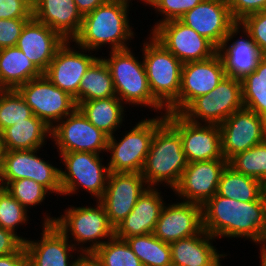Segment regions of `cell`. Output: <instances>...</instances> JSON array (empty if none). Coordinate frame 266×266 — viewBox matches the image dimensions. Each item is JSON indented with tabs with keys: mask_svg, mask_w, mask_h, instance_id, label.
Masks as SVG:
<instances>
[{
	"mask_svg": "<svg viewBox=\"0 0 266 266\" xmlns=\"http://www.w3.org/2000/svg\"><path fill=\"white\" fill-rule=\"evenodd\" d=\"M225 256H227V255H225L224 253L223 254L221 253V255L213 263H211L209 266H222L220 261H222L221 260L222 258L225 259L224 258Z\"/></svg>",
	"mask_w": 266,
	"mask_h": 266,
	"instance_id": "f907efd6",
	"label": "cell"
},
{
	"mask_svg": "<svg viewBox=\"0 0 266 266\" xmlns=\"http://www.w3.org/2000/svg\"><path fill=\"white\" fill-rule=\"evenodd\" d=\"M202 217L203 229L216 239L242 237L266 252V191L248 202L216 193L202 206Z\"/></svg>",
	"mask_w": 266,
	"mask_h": 266,
	"instance_id": "6da1fadb",
	"label": "cell"
},
{
	"mask_svg": "<svg viewBox=\"0 0 266 266\" xmlns=\"http://www.w3.org/2000/svg\"><path fill=\"white\" fill-rule=\"evenodd\" d=\"M158 189L148 187L143 192L132 211L115 227L116 238L125 240L133 236L154 232L156 222L166 203Z\"/></svg>",
	"mask_w": 266,
	"mask_h": 266,
	"instance_id": "484cf974",
	"label": "cell"
},
{
	"mask_svg": "<svg viewBox=\"0 0 266 266\" xmlns=\"http://www.w3.org/2000/svg\"><path fill=\"white\" fill-rule=\"evenodd\" d=\"M203 0H154L150 7L155 8V12L163 15L162 19L156 21L150 30L151 32L161 23L170 20H179L186 12L194 8Z\"/></svg>",
	"mask_w": 266,
	"mask_h": 266,
	"instance_id": "ab89813d",
	"label": "cell"
},
{
	"mask_svg": "<svg viewBox=\"0 0 266 266\" xmlns=\"http://www.w3.org/2000/svg\"><path fill=\"white\" fill-rule=\"evenodd\" d=\"M150 34L183 64L214 56L217 48L180 20L159 24Z\"/></svg>",
	"mask_w": 266,
	"mask_h": 266,
	"instance_id": "5bb4252c",
	"label": "cell"
},
{
	"mask_svg": "<svg viewBox=\"0 0 266 266\" xmlns=\"http://www.w3.org/2000/svg\"><path fill=\"white\" fill-rule=\"evenodd\" d=\"M29 19H0V49L16 46L21 31Z\"/></svg>",
	"mask_w": 266,
	"mask_h": 266,
	"instance_id": "b9f144b4",
	"label": "cell"
},
{
	"mask_svg": "<svg viewBox=\"0 0 266 266\" xmlns=\"http://www.w3.org/2000/svg\"><path fill=\"white\" fill-rule=\"evenodd\" d=\"M227 165L226 159L190 162L173 192L184 202L203 206L217 193L221 174Z\"/></svg>",
	"mask_w": 266,
	"mask_h": 266,
	"instance_id": "e0dca14e",
	"label": "cell"
},
{
	"mask_svg": "<svg viewBox=\"0 0 266 266\" xmlns=\"http://www.w3.org/2000/svg\"><path fill=\"white\" fill-rule=\"evenodd\" d=\"M243 107L241 80L225 76L216 88L194 99L180 114L193 123L220 125Z\"/></svg>",
	"mask_w": 266,
	"mask_h": 266,
	"instance_id": "9c48e42d",
	"label": "cell"
},
{
	"mask_svg": "<svg viewBox=\"0 0 266 266\" xmlns=\"http://www.w3.org/2000/svg\"><path fill=\"white\" fill-rule=\"evenodd\" d=\"M51 132L43 120L33 115L3 131L5 151L42 149L47 139H51Z\"/></svg>",
	"mask_w": 266,
	"mask_h": 266,
	"instance_id": "f1b7e54d",
	"label": "cell"
},
{
	"mask_svg": "<svg viewBox=\"0 0 266 266\" xmlns=\"http://www.w3.org/2000/svg\"><path fill=\"white\" fill-rule=\"evenodd\" d=\"M241 82L243 106L266 118V56Z\"/></svg>",
	"mask_w": 266,
	"mask_h": 266,
	"instance_id": "836d02e7",
	"label": "cell"
},
{
	"mask_svg": "<svg viewBox=\"0 0 266 266\" xmlns=\"http://www.w3.org/2000/svg\"><path fill=\"white\" fill-rule=\"evenodd\" d=\"M125 106L117 96H113L84 101L77 108L96 128L111 137L123 125Z\"/></svg>",
	"mask_w": 266,
	"mask_h": 266,
	"instance_id": "83f0119b",
	"label": "cell"
},
{
	"mask_svg": "<svg viewBox=\"0 0 266 266\" xmlns=\"http://www.w3.org/2000/svg\"><path fill=\"white\" fill-rule=\"evenodd\" d=\"M40 149L5 151L0 160V186L19 179H32L50 193L61 195L60 169L45 161Z\"/></svg>",
	"mask_w": 266,
	"mask_h": 266,
	"instance_id": "30bf717a",
	"label": "cell"
},
{
	"mask_svg": "<svg viewBox=\"0 0 266 266\" xmlns=\"http://www.w3.org/2000/svg\"><path fill=\"white\" fill-rule=\"evenodd\" d=\"M42 226L40 240L24 241L28 266H75L82 255L80 250L74 247L55 224Z\"/></svg>",
	"mask_w": 266,
	"mask_h": 266,
	"instance_id": "d6986e66",
	"label": "cell"
},
{
	"mask_svg": "<svg viewBox=\"0 0 266 266\" xmlns=\"http://www.w3.org/2000/svg\"><path fill=\"white\" fill-rule=\"evenodd\" d=\"M236 172L252 177L266 186V140L237 153L229 161Z\"/></svg>",
	"mask_w": 266,
	"mask_h": 266,
	"instance_id": "e575fe53",
	"label": "cell"
},
{
	"mask_svg": "<svg viewBox=\"0 0 266 266\" xmlns=\"http://www.w3.org/2000/svg\"><path fill=\"white\" fill-rule=\"evenodd\" d=\"M78 11L82 16L92 12L100 5L110 1V0H74Z\"/></svg>",
	"mask_w": 266,
	"mask_h": 266,
	"instance_id": "7dc6e473",
	"label": "cell"
},
{
	"mask_svg": "<svg viewBox=\"0 0 266 266\" xmlns=\"http://www.w3.org/2000/svg\"><path fill=\"white\" fill-rule=\"evenodd\" d=\"M5 188L27 210L38 206L51 194L44 186L28 178L11 181Z\"/></svg>",
	"mask_w": 266,
	"mask_h": 266,
	"instance_id": "f35d334b",
	"label": "cell"
},
{
	"mask_svg": "<svg viewBox=\"0 0 266 266\" xmlns=\"http://www.w3.org/2000/svg\"><path fill=\"white\" fill-rule=\"evenodd\" d=\"M148 187L141 173H109L105 192L98 201L114 228L132 211Z\"/></svg>",
	"mask_w": 266,
	"mask_h": 266,
	"instance_id": "ac0fdd59",
	"label": "cell"
},
{
	"mask_svg": "<svg viewBox=\"0 0 266 266\" xmlns=\"http://www.w3.org/2000/svg\"><path fill=\"white\" fill-rule=\"evenodd\" d=\"M144 41L142 58L152 95L167 113H179V92L183 63L151 34Z\"/></svg>",
	"mask_w": 266,
	"mask_h": 266,
	"instance_id": "8992f818",
	"label": "cell"
},
{
	"mask_svg": "<svg viewBox=\"0 0 266 266\" xmlns=\"http://www.w3.org/2000/svg\"><path fill=\"white\" fill-rule=\"evenodd\" d=\"M70 206L64 210L63 215L57 218L47 213L43 216L42 224H55L68 240L70 237L74 239L70 242L74 241L72 244L82 254H92L115 236V228L110 224L105 208L98 200H96V205H93L94 207L91 204L85 207Z\"/></svg>",
	"mask_w": 266,
	"mask_h": 266,
	"instance_id": "277c9868",
	"label": "cell"
},
{
	"mask_svg": "<svg viewBox=\"0 0 266 266\" xmlns=\"http://www.w3.org/2000/svg\"><path fill=\"white\" fill-rule=\"evenodd\" d=\"M27 212L29 211L5 187L0 186V227L18 236L16 232L18 226L25 225L29 221Z\"/></svg>",
	"mask_w": 266,
	"mask_h": 266,
	"instance_id": "74e56055",
	"label": "cell"
},
{
	"mask_svg": "<svg viewBox=\"0 0 266 266\" xmlns=\"http://www.w3.org/2000/svg\"><path fill=\"white\" fill-rule=\"evenodd\" d=\"M32 16L57 32L65 41H73L83 20L74 0H33Z\"/></svg>",
	"mask_w": 266,
	"mask_h": 266,
	"instance_id": "d4e9b609",
	"label": "cell"
},
{
	"mask_svg": "<svg viewBox=\"0 0 266 266\" xmlns=\"http://www.w3.org/2000/svg\"><path fill=\"white\" fill-rule=\"evenodd\" d=\"M125 240L143 266H172L169 243L159 240L153 233Z\"/></svg>",
	"mask_w": 266,
	"mask_h": 266,
	"instance_id": "d6a6232c",
	"label": "cell"
},
{
	"mask_svg": "<svg viewBox=\"0 0 266 266\" xmlns=\"http://www.w3.org/2000/svg\"><path fill=\"white\" fill-rule=\"evenodd\" d=\"M33 112L16 89H0V131L31 118Z\"/></svg>",
	"mask_w": 266,
	"mask_h": 266,
	"instance_id": "8d00e7d4",
	"label": "cell"
},
{
	"mask_svg": "<svg viewBox=\"0 0 266 266\" xmlns=\"http://www.w3.org/2000/svg\"><path fill=\"white\" fill-rule=\"evenodd\" d=\"M219 128L222 153L227 161L266 140L265 118L245 107L230 115Z\"/></svg>",
	"mask_w": 266,
	"mask_h": 266,
	"instance_id": "9a60e30c",
	"label": "cell"
},
{
	"mask_svg": "<svg viewBox=\"0 0 266 266\" xmlns=\"http://www.w3.org/2000/svg\"><path fill=\"white\" fill-rule=\"evenodd\" d=\"M32 17V0H0V19Z\"/></svg>",
	"mask_w": 266,
	"mask_h": 266,
	"instance_id": "7bdbcfd3",
	"label": "cell"
},
{
	"mask_svg": "<svg viewBox=\"0 0 266 266\" xmlns=\"http://www.w3.org/2000/svg\"><path fill=\"white\" fill-rule=\"evenodd\" d=\"M64 43L65 40L57 32L32 16L25 23L16 47L44 73Z\"/></svg>",
	"mask_w": 266,
	"mask_h": 266,
	"instance_id": "cb8c5ba5",
	"label": "cell"
},
{
	"mask_svg": "<svg viewBox=\"0 0 266 266\" xmlns=\"http://www.w3.org/2000/svg\"><path fill=\"white\" fill-rule=\"evenodd\" d=\"M92 255L102 266H143L126 240L115 236L98 247Z\"/></svg>",
	"mask_w": 266,
	"mask_h": 266,
	"instance_id": "d590c367",
	"label": "cell"
},
{
	"mask_svg": "<svg viewBox=\"0 0 266 266\" xmlns=\"http://www.w3.org/2000/svg\"><path fill=\"white\" fill-rule=\"evenodd\" d=\"M28 238L17 236L12 231L0 227V256L15 253Z\"/></svg>",
	"mask_w": 266,
	"mask_h": 266,
	"instance_id": "f6af8a7d",
	"label": "cell"
},
{
	"mask_svg": "<svg viewBox=\"0 0 266 266\" xmlns=\"http://www.w3.org/2000/svg\"><path fill=\"white\" fill-rule=\"evenodd\" d=\"M187 165L180 134L165 120L155 130L141 174L149 187L173 190Z\"/></svg>",
	"mask_w": 266,
	"mask_h": 266,
	"instance_id": "3957f363",
	"label": "cell"
},
{
	"mask_svg": "<svg viewBox=\"0 0 266 266\" xmlns=\"http://www.w3.org/2000/svg\"><path fill=\"white\" fill-rule=\"evenodd\" d=\"M61 156V157H60ZM91 152H67L59 154L66 166L60 169L61 194L72 196L85 189L95 201L99 200L107 186L108 164L104 165L103 155ZM77 192V193H76ZM72 194V195H70Z\"/></svg>",
	"mask_w": 266,
	"mask_h": 266,
	"instance_id": "ba28073f",
	"label": "cell"
},
{
	"mask_svg": "<svg viewBox=\"0 0 266 266\" xmlns=\"http://www.w3.org/2000/svg\"><path fill=\"white\" fill-rule=\"evenodd\" d=\"M165 120L180 134L188 163L225 159L219 125L193 123L180 113H166Z\"/></svg>",
	"mask_w": 266,
	"mask_h": 266,
	"instance_id": "4fadbf2b",
	"label": "cell"
},
{
	"mask_svg": "<svg viewBox=\"0 0 266 266\" xmlns=\"http://www.w3.org/2000/svg\"><path fill=\"white\" fill-rule=\"evenodd\" d=\"M51 140L54 141L58 154L67 152L103 154L108 144V136L88 121L78 108L52 128Z\"/></svg>",
	"mask_w": 266,
	"mask_h": 266,
	"instance_id": "7c38bea8",
	"label": "cell"
},
{
	"mask_svg": "<svg viewBox=\"0 0 266 266\" xmlns=\"http://www.w3.org/2000/svg\"><path fill=\"white\" fill-rule=\"evenodd\" d=\"M216 238L204 229L192 237L169 243L173 266H209L221 254L213 241Z\"/></svg>",
	"mask_w": 266,
	"mask_h": 266,
	"instance_id": "4316f807",
	"label": "cell"
},
{
	"mask_svg": "<svg viewBox=\"0 0 266 266\" xmlns=\"http://www.w3.org/2000/svg\"><path fill=\"white\" fill-rule=\"evenodd\" d=\"M130 3L110 0L84 15L80 31L72 41L74 45L96 52L103 45H109L111 51L130 48L128 41L135 37L128 17Z\"/></svg>",
	"mask_w": 266,
	"mask_h": 266,
	"instance_id": "7a4b0ae2",
	"label": "cell"
},
{
	"mask_svg": "<svg viewBox=\"0 0 266 266\" xmlns=\"http://www.w3.org/2000/svg\"><path fill=\"white\" fill-rule=\"evenodd\" d=\"M266 191L260 181L236 172L227 165L218 183L217 194L241 202L255 201Z\"/></svg>",
	"mask_w": 266,
	"mask_h": 266,
	"instance_id": "1f68e13d",
	"label": "cell"
},
{
	"mask_svg": "<svg viewBox=\"0 0 266 266\" xmlns=\"http://www.w3.org/2000/svg\"><path fill=\"white\" fill-rule=\"evenodd\" d=\"M71 43L73 42L65 41L56 51L54 58L43 74L56 87L72 96L76 102V94L80 88L81 79L98 57L92 55L90 50L71 46ZM87 51L88 54H86Z\"/></svg>",
	"mask_w": 266,
	"mask_h": 266,
	"instance_id": "2e32d148",
	"label": "cell"
},
{
	"mask_svg": "<svg viewBox=\"0 0 266 266\" xmlns=\"http://www.w3.org/2000/svg\"><path fill=\"white\" fill-rule=\"evenodd\" d=\"M165 121V114L142 119L120 139L108 137V167L114 173H141L155 130ZM128 132V133H127Z\"/></svg>",
	"mask_w": 266,
	"mask_h": 266,
	"instance_id": "52a82bcc",
	"label": "cell"
},
{
	"mask_svg": "<svg viewBox=\"0 0 266 266\" xmlns=\"http://www.w3.org/2000/svg\"><path fill=\"white\" fill-rule=\"evenodd\" d=\"M43 73L16 46L0 49V89H17Z\"/></svg>",
	"mask_w": 266,
	"mask_h": 266,
	"instance_id": "f546056e",
	"label": "cell"
},
{
	"mask_svg": "<svg viewBox=\"0 0 266 266\" xmlns=\"http://www.w3.org/2000/svg\"><path fill=\"white\" fill-rule=\"evenodd\" d=\"M16 90L31 108L33 115L51 129L77 108L74 98L56 87L44 74Z\"/></svg>",
	"mask_w": 266,
	"mask_h": 266,
	"instance_id": "8fae6325",
	"label": "cell"
},
{
	"mask_svg": "<svg viewBox=\"0 0 266 266\" xmlns=\"http://www.w3.org/2000/svg\"><path fill=\"white\" fill-rule=\"evenodd\" d=\"M109 52L108 58H101L112 75L116 96L129 107L140 105L166 114V108L152 95L143 59L139 61L131 48Z\"/></svg>",
	"mask_w": 266,
	"mask_h": 266,
	"instance_id": "5b68a950",
	"label": "cell"
},
{
	"mask_svg": "<svg viewBox=\"0 0 266 266\" xmlns=\"http://www.w3.org/2000/svg\"><path fill=\"white\" fill-rule=\"evenodd\" d=\"M226 76L218 53L202 60L182 65L181 87L179 92V113L194 99L212 91Z\"/></svg>",
	"mask_w": 266,
	"mask_h": 266,
	"instance_id": "603a6c76",
	"label": "cell"
},
{
	"mask_svg": "<svg viewBox=\"0 0 266 266\" xmlns=\"http://www.w3.org/2000/svg\"><path fill=\"white\" fill-rule=\"evenodd\" d=\"M5 153V148L3 145V132L0 131V160L2 158V155Z\"/></svg>",
	"mask_w": 266,
	"mask_h": 266,
	"instance_id": "681fc988",
	"label": "cell"
},
{
	"mask_svg": "<svg viewBox=\"0 0 266 266\" xmlns=\"http://www.w3.org/2000/svg\"><path fill=\"white\" fill-rule=\"evenodd\" d=\"M259 258L261 262L260 266H266V252H261Z\"/></svg>",
	"mask_w": 266,
	"mask_h": 266,
	"instance_id": "816d5d0a",
	"label": "cell"
},
{
	"mask_svg": "<svg viewBox=\"0 0 266 266\" xmlns=\"http://www.w3.org/2000/svg\"><path fill=\"white\" fill-rule=\"evenodd\" d=\"M203 230L202 206L190 202L165 203L153 234L171 243L199 234Z\"/></svg>",
	"mask_w": 266,
	"mask_h": 266,
	"instance_id": "7402d4cb",
	"label": "cell"
},
{
	"mask_svg": "<svg viewBox=\"0 0 266 266\" xmlns=\"http://www.w3.org/2000/svg\"><path fill=\"white\" fill-rule=\"evenodd\" d=\"M240 31L244 36L242 34L241 39L238 37L237 40H233ZM217 53L222 60L226 76L240 80L255 71L264 57L249 32L239 22L230 28L226 38L217 48Z\"/></svg>",
	"mask_w": 266,
	"mask_h": 266,
	"instance_id": "ffe728a7",
	"label": "cell"
},
{
	"mask_svg": "<svg viewBox=\"0 0 266 266\" xmlns=\"http://www.w3.org/2000/svg\"><path fill=\"white\" fill-rule=\"evenodd\" d=\"M0 266H28V255L24 244L15 253L0 256Z\"/></svg>",
	"mask_w": 266,
	"mask_h": 266,
	"instance_id": "bcb514c9",
	"label": "cell"
},
{
	"mask_svg": "<svg viewBox=\"0 0 266 266\" xmlns=\"http://www.w3.org/2000/svg\"><path fill=\"white\" fill-rule=\"evenodd\" d=\"M116 96L112 75L104 60L98 58L90 65L80 82L76 105L81 102Z\"/></svg>",
	"mask_w": 266,
	"mask_h": 266,
	"instance_id": "4dcf8cb0",
	"label": "cell"
},
{
	"mask_svg": "<svg viewBox=\"0 0 266 266\" xmlns=\"http://www.w3.org/2000/svg\"><path fill=\"white\" fill-rule=\"evenodd\" d=\"M140 1L145 2L144 4L149 6L154 0H140Z\"/></svg>",
	"mask_w": 266,
	"mask_h": 266,
	"instance_id": "f5cc1de1",
	"label": "cell"
},
{
	"mask_svg": "<svg viewBox=\"0 0 266 266\" xmlns=\"http://www.w3.org/2000/svg\"><path fill=\"white\" fill-rule=\"evenodd\" d=\"M75 266H102L92 254H82Z\"/></svg>",
	"mask_w": 266,
	"mask_h": 266,
	"instance_id": "c3c4849f",
	"label": "cell"
},
{
	"mask_svg": "<svg viewBox=\"0 0 266 266\" xmlns=\"http://www.w3.org/2000/svg\"><path fill=\"white\" fill-rule=\"evenodd\" d=\"M239 23L249 32L263 56H266V11L247 15Z\"/></svg>",
	"mask_w": 266,
	"mask_h": 266,
	"instance_id": "60d3db41",
	"label": "cell"
},
{
	"mask_svg": "<svg viewBox=\"0 0 266 266\" xmlns=\"http://www.w3.org/2000/svg\"><path fill=\"white\" fill-rule=\"evenodd\" d=\"M179 20L209 40L216 48L222 44L230 28L236 23L227 0H203Z\"/></svg>",
	"mask_w": 266,
	"mask_h": 266,
	"instance_id": "44dd1931",
	"label": "cell"
},
{
	"mask_svg": "<svg viewBox=\"0 0 266 266\" xmlns=\"http://www.w3.org/2000/svg\"><path fill=\"white\" fill-rule=\"evenodd\" d=\"M233 19L241 21L247 15L266 11V0H227Z\"/></svg>",
	"mask_w": 266,
	"mask_h": 266,
	"instance_id": "ee69618b",
	"label": "cell"
}]
</instances>
